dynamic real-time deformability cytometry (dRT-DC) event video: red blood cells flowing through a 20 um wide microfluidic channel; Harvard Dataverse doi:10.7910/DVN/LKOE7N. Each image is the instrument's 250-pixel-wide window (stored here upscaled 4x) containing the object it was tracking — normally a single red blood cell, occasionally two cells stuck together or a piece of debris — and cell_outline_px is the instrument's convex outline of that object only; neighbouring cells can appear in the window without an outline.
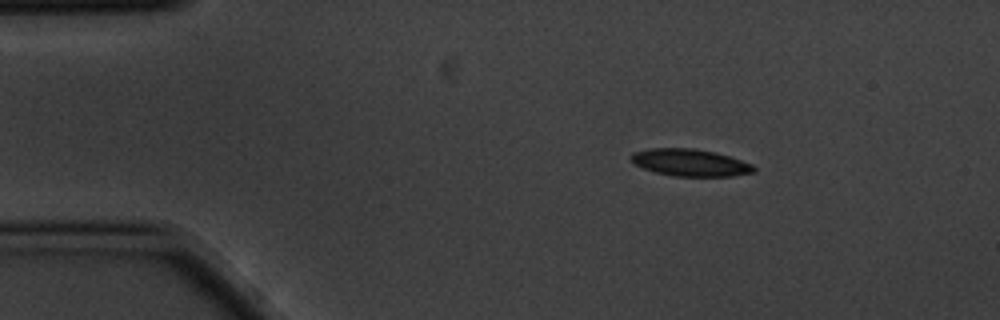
{"species": "common noctule bat (a hibernating species)", "species_latin": "Nyctalus noctula", "temperature_condition": "cold", "stored_images_in_passage": 4, "camera_frame_rate_fps": 3000, "um_per_image_px": 0.085, "animal": {"sex": "male", "body_mass_g": 20.1, "forearm_length_mm": 53.5}, "frame": {"image": 1, "passage_image": 2, "time_ms": 0.333, "image_size_px": [1000, 320], "cell_outline_px": [[756, 172], [732, 176], [676, 176], [656, 172], [644, 168], [636, 164], [628, 156], [632, 152], [648, 148], [692, 148], [712, 152], [728, 156], [752, 164], [756, 168]], "centroid_in_image_um": [58.65, 13.82], "position_along_channel_um": 26.3, "area_um2": 19.25}}